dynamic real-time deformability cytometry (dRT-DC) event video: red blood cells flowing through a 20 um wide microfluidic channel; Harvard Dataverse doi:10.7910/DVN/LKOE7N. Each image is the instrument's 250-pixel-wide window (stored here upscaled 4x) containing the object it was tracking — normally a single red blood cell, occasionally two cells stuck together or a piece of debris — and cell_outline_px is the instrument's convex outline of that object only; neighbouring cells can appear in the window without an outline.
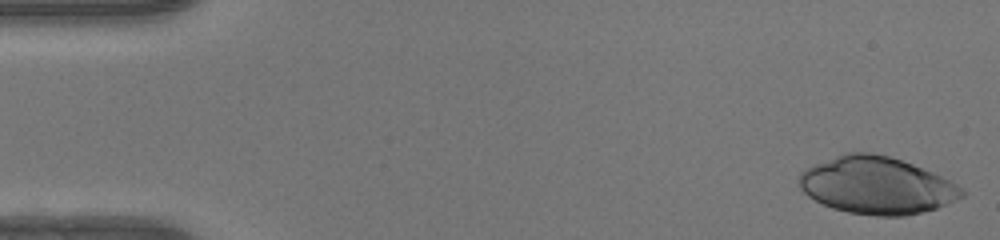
{"species": "human", "species_latin": "Homo sapiens", "temperature_condition": "warm", "stored_images_in_passage": 48, "camera_frame_rate_fps": 3000, "um_per_image_px": 0.085, "donor": {"sex": "female"}, "frame": {"image": 1, "passage_image": 1, "time_ms": 0.0, "image_size_px": [1000, 240], "cell_outline_px": [[964, 196], [936, 208], [904, 216], [876, 216], [848, 212], [832, 208], [808, 196], [800, 188], [796, 180], [800, 172], [816, 164], [844, 152], [872, 152], [888, 156], [912, 164], [932, 172], [964, 188]], "centroid_in_image_um": [74.49, 15.76], "position_along_channel_um": 10.5, "area_um2": 53.93}}
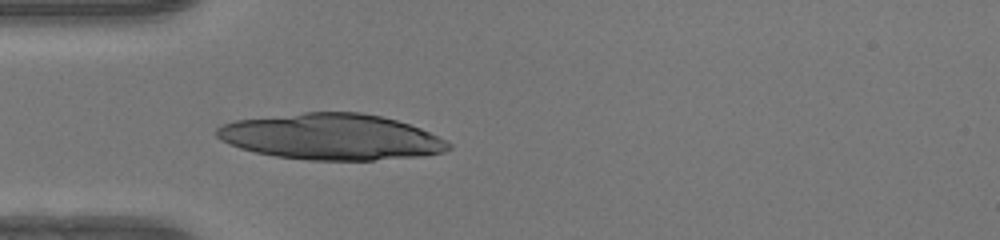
{"frame": {"image": 2, "passage_image": 14, "time_ms": 4.333, "image_size_px": [1000, 240], "cell_outline_px": [[452, 148], [444, 152], [424, 156], [372, 160], [308, 160], [276, 156], [256, 152], [240, 148], [220, 140], [216, 136], [216, 128], [220, 124], [236, 120], [304, 112], [360, 112], [380, 116], [396, 120], [420, 128], [452, 144]], "centroid_in_image_um": [28.15, 11.63], "position_along_channel_um": 56.8, "area_um2": 62.08}}